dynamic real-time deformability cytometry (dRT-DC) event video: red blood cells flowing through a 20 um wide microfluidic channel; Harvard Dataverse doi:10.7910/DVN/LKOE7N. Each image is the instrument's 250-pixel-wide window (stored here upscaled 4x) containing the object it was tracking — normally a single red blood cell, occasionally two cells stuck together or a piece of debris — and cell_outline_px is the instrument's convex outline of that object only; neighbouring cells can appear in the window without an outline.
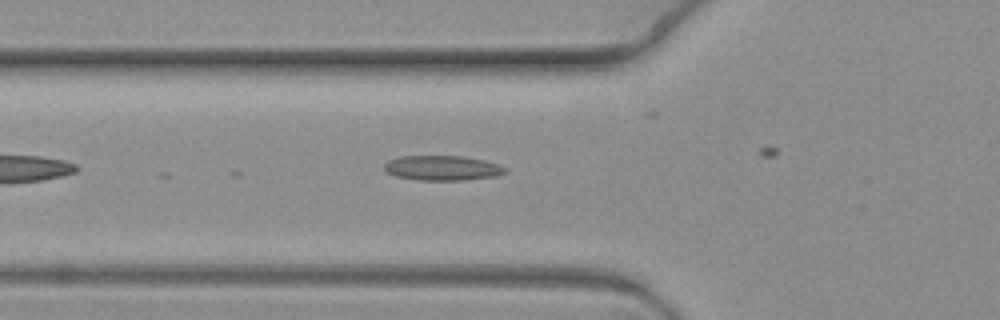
{"species": "common noctule bat (a hibernating species)", "species_latin": "Nyctalus noctula", "temperature_condition": "warm", "stored_images_in_passage": 4, "camera_frame_rate_fps": 3000, "um_per_image_px": 0.085, "animal": {"sex": "female", "body_mass_g": 19.3, "forearm_length_mm": 54.1}, "frame": {"image": 1, "passage_image": 3, "time_ms": 0.667, "image_size_px": [1000, 320], "cell_outline_px": [[508, 172], [496, 176], [464, 180], [416, 180], [396, 176], [388, 172], [384, 168], [384, 164], [388, 160], [400, 156], [464, 156], [484, 160], [508, 168]], "centroid_in_image_um": [37.62, 14.28], "position_along_channel_um": 88.2, "area_um2": 17.57}}